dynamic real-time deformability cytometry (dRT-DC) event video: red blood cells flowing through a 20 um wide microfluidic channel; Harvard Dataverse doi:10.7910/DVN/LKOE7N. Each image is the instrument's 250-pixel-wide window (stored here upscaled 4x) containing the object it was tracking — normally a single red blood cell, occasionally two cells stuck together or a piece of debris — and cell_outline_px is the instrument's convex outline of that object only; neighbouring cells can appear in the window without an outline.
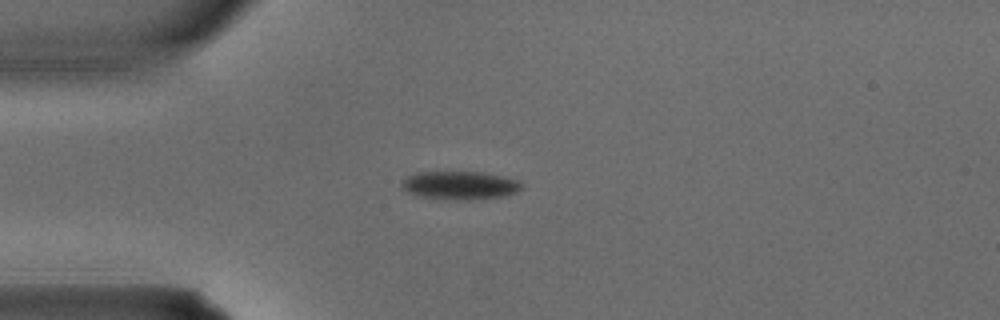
{"species": "common noctule bat (a hibernating species)", "species_latin": "Nyctalus noctula", "temperature_condition": "warm", "stored_images_in_passage": 2, "camera_frame_rate_fps": 3000, "um_per_image_px": 0.085, "animal": {"sex": "male", "body_mass_g": 15.6}, "frame": {"image": 1, "passage_image": 2, "time_ms": 0.333, "image_size_px": [1000, 320], "cell_outline_px": [[524, 188], [516, 192], [504, 196], [468, 200], [456, 200], [420, 196], [408, 192], [400, 188], [400, 180], [416, 172], [484, 172], [504, 176], [516, 180], [524, 184]], "centroid_in_image_um": [39.09, 15.75], "position_along_channel_um": 45.9, "area_um2": 20.0}}